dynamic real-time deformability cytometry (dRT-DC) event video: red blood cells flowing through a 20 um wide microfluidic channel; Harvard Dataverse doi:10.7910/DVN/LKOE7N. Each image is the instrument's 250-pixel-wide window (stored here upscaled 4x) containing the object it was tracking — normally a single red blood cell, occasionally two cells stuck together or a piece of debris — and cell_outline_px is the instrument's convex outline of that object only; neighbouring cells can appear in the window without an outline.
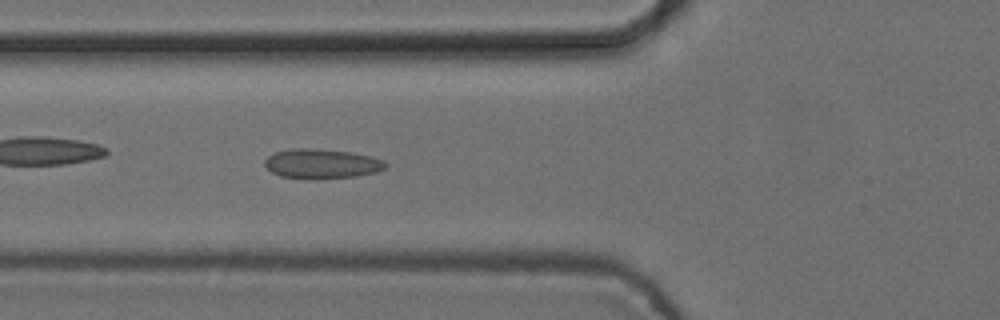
{"species": "common noctule bat (a hibernating species)", "species_latin": "Nyctalus noctula", "temperature_condition": "cold", "stored_images_in_passage": 5, "camera_frame_rate_fps": 3000, "um_per_image_px": 0.085, "animal": {"sex": "female", "body_mass_g": 24.6, "forearm_length_mm": 56.2}, "frame": {"image": 1, "passage_image": 5, "time_ms": 1.333, "image_size_px": [1000, 320], "cell_outline_px": [[388, 164], [384, 168], [376, 172], [356, 176], [316, 180], [312, 180], [280, 176], [272, 172], [264, 164], [264, 160], [268, 156], [276, 152], [292, 148], [312, 148], [348, 152], [372, 156], [384, 160]], "centroid_in_image_um": [27.34, 13.93], "position_along_channel_um": 98.5, "area_um2": 21.04}}